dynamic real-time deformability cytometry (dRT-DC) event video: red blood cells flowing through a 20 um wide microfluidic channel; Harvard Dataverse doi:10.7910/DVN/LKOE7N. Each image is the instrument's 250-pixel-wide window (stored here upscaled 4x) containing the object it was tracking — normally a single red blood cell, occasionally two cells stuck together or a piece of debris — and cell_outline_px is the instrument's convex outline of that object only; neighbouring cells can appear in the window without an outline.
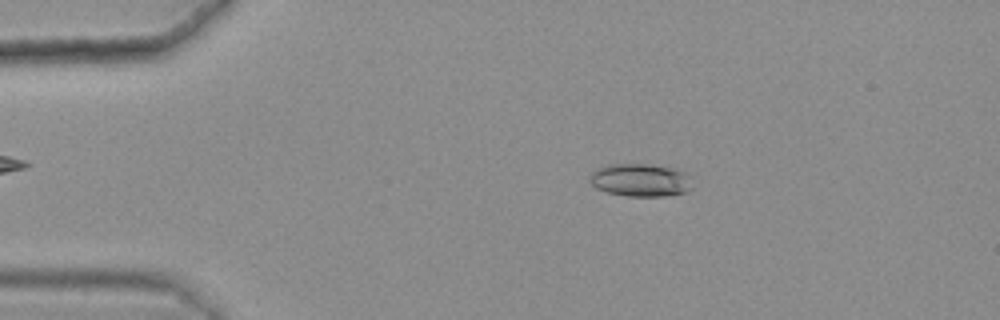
{"species": "common noctule bat (a hibernating species)", "species_latin": "Nyctalus noctula", "temperature_condition": "warm", "stored_images_in_passage": 50, "camera_frame_rate_fps": 3000, "um_per_image_px": 0.085, "animal": {"sex": "female", "body_mass_g": 25.1}, "frame": {"image": 1, "passage_image": 12, "time_ms": 3.667, "image_size_px": [1000, 320], "cell_outline_px": [[692, 188], [688, 192], [664, 196], [628, 196], [608, 192], [596, 188], [588, 180], [588, 176], [596, 168], [608, 164], [648, 164], [676, 168], [692, 176]], "centroid_in_image_um": [54.46, 15.3], "position_along_channel_um": 30.5, "area_um2": 20.06}}
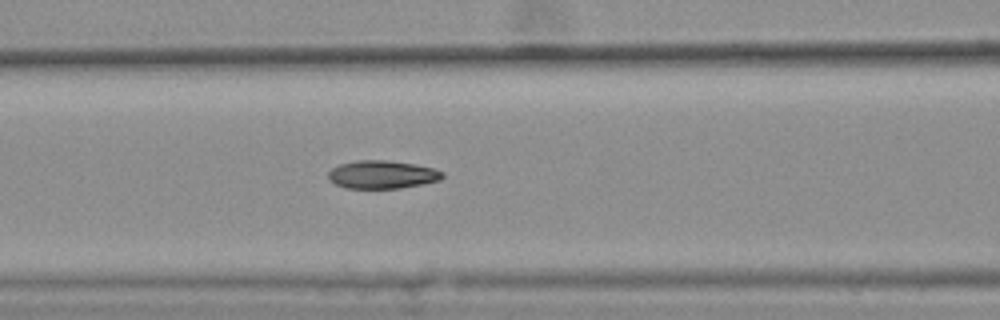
{"frame": {"image": 2, "passage_image": 25, "time_ms": 8.0, "image_size_px": [1000, 320], "cell_outline_px": [[444, 176], [440, 180], [400, 188], [344, 188], [328, 180], [328, 172], [332, 168], [340, 164], [356, 160], [388, 160], [416, 164], [432, 168], [444, 172]], "centroid_in_image_um": [32.46, 14.83], "position_along_channel_um": 134.1, "area_um2": 18.73}}
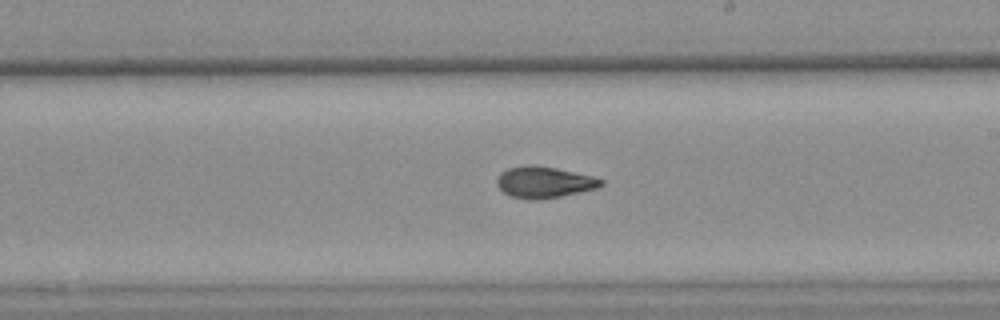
{"frame": {"image": 3, "passage_image": 34, "time_ms": 11.0, "image_size_px": [1000, 320], "cell_outline_px": [[604, 184], [600, 188], [540, 200], [528, 200], [512, 196], [504, 192], [496, 184], [496, 180], [500, 172], [508, 168], [524, 164], [536, 164], [556, 168], [592, 176], [604, 180]], "centroid_in_image_um": [46.25, 15.48], "position_along_channel_um": 242.8, "area_um2": 19.31}, "authors_computed_cell_mechanics": {"area_um2": 19.0162, "velocity_mm_per_s": 3.63, "shape_relaxation_time_tau1_ms": 11.2652, "shape_relaxation_time_tau2_ms": 2.0812, "deformation_change_tau1": 0.2606, "deformation_change_tau2": 0.0887}}